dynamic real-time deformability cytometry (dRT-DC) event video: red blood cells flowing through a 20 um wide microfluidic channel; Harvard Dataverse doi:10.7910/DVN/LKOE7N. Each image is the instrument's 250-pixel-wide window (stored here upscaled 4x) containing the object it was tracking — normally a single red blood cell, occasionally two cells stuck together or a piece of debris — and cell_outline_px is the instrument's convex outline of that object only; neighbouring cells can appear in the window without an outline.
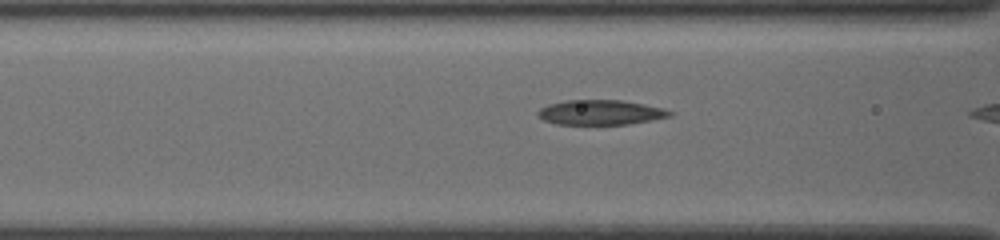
{"species": "common noctule bat (a hibernating species)", "species_latin": "Nyctalus noctula", "temperature_condition": "cold", "stored_images_in_passage": 10, "camera_frame_rate_fps": 3000, "um_per_image_px": 0.085, "animal": {"sex": "female", "body_mass_g": 19.5, "forearm_length_mm": 54.1}, "frame": {"image": 1, "passage_image": 9, "time_ms": 2.667, "image_size_px": [1000, 240], "cell_outline_px": [[676, 112], [672, 116], [652, 120], [628, 124], [556, 124], [544, 120], [536, 116], [536, 112], [540, 108], [548, 104], [564, 100], [620, 100], [644, 104], [664, 108]], "centroid_in_image_um": [51.05, 9.55], "position_along_channel_um": 115.6, "area_um2": 19.31}}